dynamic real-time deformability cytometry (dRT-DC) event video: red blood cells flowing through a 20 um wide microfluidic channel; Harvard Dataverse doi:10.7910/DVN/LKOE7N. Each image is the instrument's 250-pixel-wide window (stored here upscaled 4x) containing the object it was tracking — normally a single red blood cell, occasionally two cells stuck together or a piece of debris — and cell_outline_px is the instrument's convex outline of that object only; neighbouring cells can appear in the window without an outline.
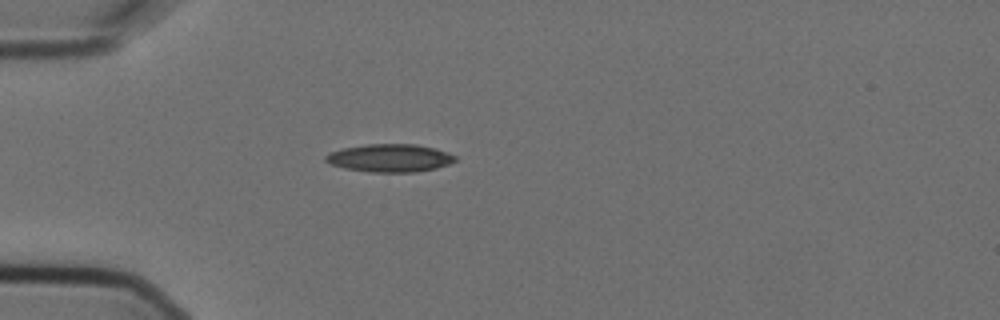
{"species": "Egyptian fruit bat (a non-hibernating species)", "species_latin": "Rousettus aegyptiacus", "temperature_condition": "cold", "stored_images_in_passage": 4, "camera_frame_rate_fps": 3000, "um_per_image_px": 0.085, "animal": {"sex": "female"}, "frame": {"image": 1, "passage_image": 4, "time_ms": 1.0, "image_size_px": [1000, 320], "cell_outline_px": [[456, 160], [448, 164], [436, 168], [416, 172], [368, 172], [344, 168], [332, 164], [324, 160], [324, 156], [332, 152], [344, 148], [368, 144], [416, 144], [436, 148], [448, 152], [456, 156]], "centroid_in_image_um": [33.16, 13.43], "position_along_channel_um": 51.8, "area_um2": 21.04}}